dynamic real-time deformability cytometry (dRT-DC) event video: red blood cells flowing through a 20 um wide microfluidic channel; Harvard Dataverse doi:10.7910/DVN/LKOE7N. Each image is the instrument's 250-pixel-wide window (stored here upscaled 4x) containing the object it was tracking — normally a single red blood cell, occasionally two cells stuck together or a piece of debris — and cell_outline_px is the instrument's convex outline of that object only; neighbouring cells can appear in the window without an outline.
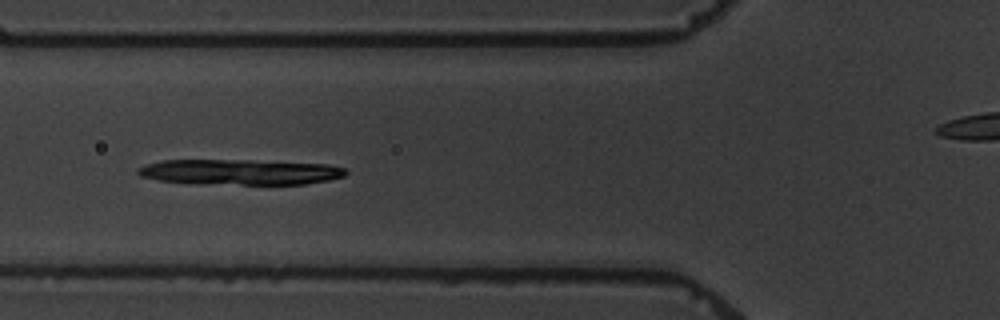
{"species": "common noctule bat (a hibernating species)", "species_latin": "Nyctalus noctula", "temperature_condition": "warm", "stored_images_in_passage": 7, "camera_frame_rate_fps": 3000, "um_per_image_px": 0.085, "animal": {"sex": "male", "body_mass_g": 19.5, "forearm_length_mm": 54.6}, "frame": {"image": 1, "passage_image": 5, "time_ms": 6.0, "image_size_px": [1000, 320], "cell_outline_px": [[348, 172], [344, 176], [328, 180], [304, 184], [240, 184], [160, 180], [140, 176], [136, 172], [136, 168], [144, 164], [160, 160], [252, 160], [328, 164], [344, 168]], "centroid_in_image_um": [20.42, 14.6], "position_along_channel_um": 105.4, "area_um2": 30.46}}